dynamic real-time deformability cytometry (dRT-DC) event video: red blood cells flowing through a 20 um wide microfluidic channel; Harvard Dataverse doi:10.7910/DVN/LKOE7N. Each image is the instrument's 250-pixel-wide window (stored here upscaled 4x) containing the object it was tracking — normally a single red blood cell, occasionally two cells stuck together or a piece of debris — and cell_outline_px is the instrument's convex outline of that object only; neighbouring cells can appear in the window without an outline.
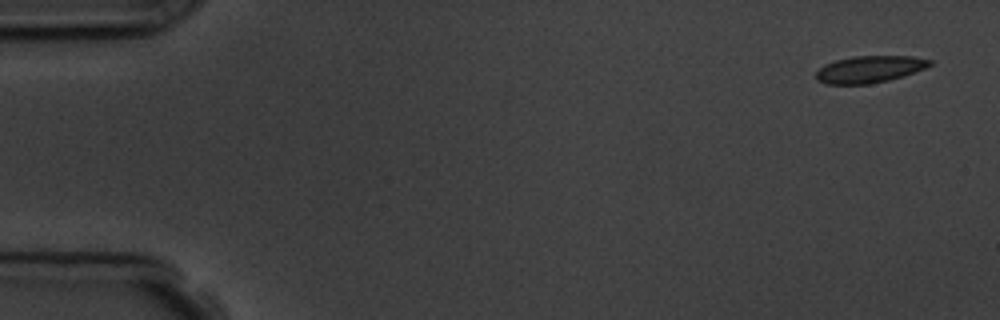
{"species": "common noctule bat (a hibernating species)", "species_latin": "Nyctalus noctula", "temperature_condition": "room temperature", "stored_images_in_passage": 3, "segment_of_instrument_passage": [2, 2], "camera_frame_rate_fps": 3000, "um_per_image_px": 0.085, "animal": {"sex": "male", "body_mass_g": 19.5, "forearm_length_mm": 54.6}, "frame": {"image": 1, "passage_image": 3, "time_ms": 3.333, "image_size_px": [1000, 320], "cell_outline_px": [[932, 64], [924, 68], [904, 76], [888, 80], [868, 84], [828, 84], [816, 80], [816, 72], [824, 64], [836, 60], [852, 56], [912, 56], [932, 60]], "centroid_in_image_um": [73.9, 5.88], "position_along_channel_um": 11.1, "area_um2": 17.8}}